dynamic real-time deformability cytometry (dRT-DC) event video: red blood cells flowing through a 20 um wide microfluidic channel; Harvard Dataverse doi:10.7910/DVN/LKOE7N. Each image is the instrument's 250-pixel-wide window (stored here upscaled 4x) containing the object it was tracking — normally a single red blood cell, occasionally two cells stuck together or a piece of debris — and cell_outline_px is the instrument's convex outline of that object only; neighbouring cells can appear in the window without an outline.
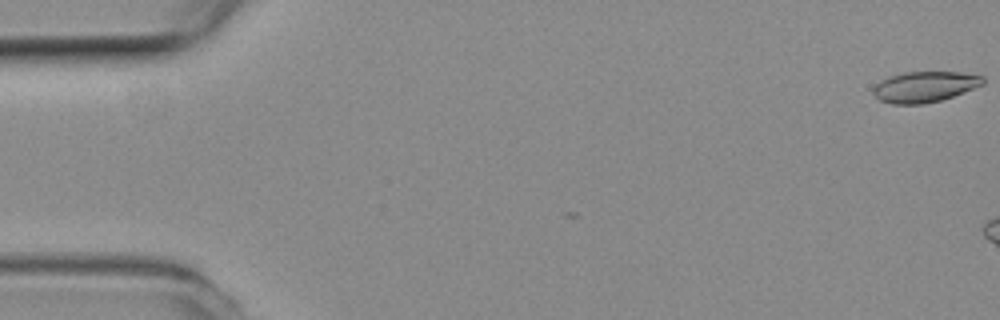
{"species": "common noctule bat (a hibernating species)", "species_latin": "Nyctalus noctula", "temperature_condition": "room temperature", "stored_images_in_passage": 2, "camera_frame_rate_fps": 3000, "um_per_image_px": 0.085, "animal": {"sex": "female", "body_mass_g": 19.3, "forearm_length_mm": 54.1}, "frame": {"image": 1, "passage_image": 2, "time_ms": 0.333, "image_size_px": [1000, 320], "cell_outline_px": [[984, 84], [964, 92], [940, 100], [924, 104], [892, 104], [880, 100], [872, 92], [872, 88], [876, 84], [888, 76], [904, 72], [960, 72], [984, 76]], "centroid_in_image_um": [78.59, 7.37], "position_along_channel_um": 6.4, "area_um2": 19.65}}